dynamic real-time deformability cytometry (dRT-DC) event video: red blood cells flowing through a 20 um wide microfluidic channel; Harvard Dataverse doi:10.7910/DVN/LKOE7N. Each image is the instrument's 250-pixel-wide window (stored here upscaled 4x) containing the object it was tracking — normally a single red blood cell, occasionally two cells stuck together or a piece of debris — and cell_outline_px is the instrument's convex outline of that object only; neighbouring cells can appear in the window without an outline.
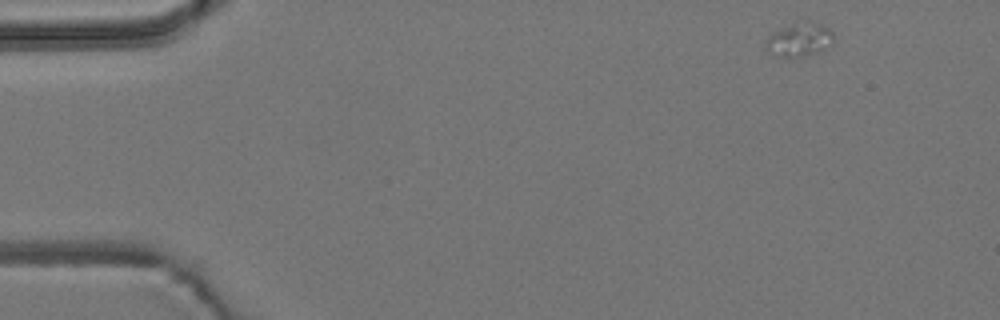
{"species": "common noctule bat (a hibernating species)", "species_latin": "Nyctalus noctula", "temperature_condition": "room temperature", "stored_images_in_passage": 3, "camera_frame_rate_fps": 3000, "um_per_image_px": 0.085, "animal": {"sex": "male", "body_mass_g": 19.2, "forearm_length_mm": 51.8}, "frame": {"image": 1, "passage_image": 1, "time_ms": 0.0, "image_size_px": [1000, 320], "cell_outline_px": [[832, 44], [820, 52], [800, 56], [780, 56], [768, 52], [764, 44], [764, 40], [772, 32], [792, 24], [804, 20], [808, 20], [828, 28], [832, 32]], "centroid_in_image_um": [67.92, 3.36], "position_along_channel_um": 17.1, "area_um2": 13.18}}